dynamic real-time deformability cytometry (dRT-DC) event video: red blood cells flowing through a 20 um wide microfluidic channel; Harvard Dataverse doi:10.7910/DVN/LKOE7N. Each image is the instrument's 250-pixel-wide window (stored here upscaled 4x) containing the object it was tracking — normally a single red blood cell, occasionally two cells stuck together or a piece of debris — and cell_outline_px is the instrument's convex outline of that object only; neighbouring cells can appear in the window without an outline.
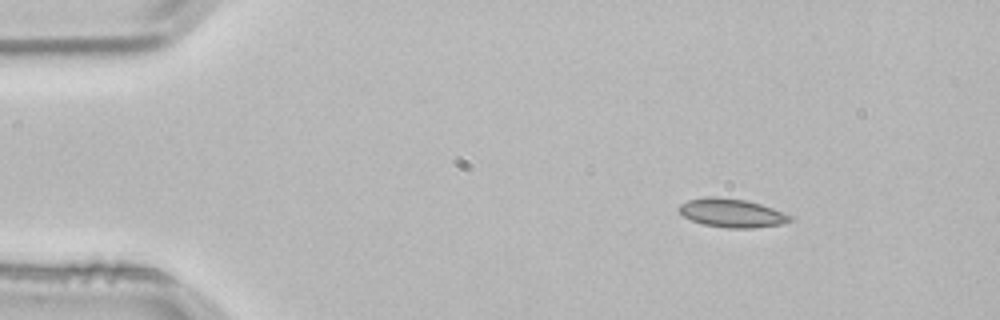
{"species": "common noctule bat (a hibernating species)", "species_latin": "Nyctalus noctula", "temperature_condition": "room temperature", "stored_images_in_passage": 3, "camera_frame_rate_fps": 3000, "um_per_image_px": 0.085, "animal": {"sex": "male", "body_mass_g": 21.5, "forearm_length_mm": 52.0}, "frame": {"image": 1, "passage_image": 1, "time_ms": 0.0, "image_size_px": [1000, 320], "cell_outline_px": [[792, 220], [784, 224], [752, 228], [728, 228], [704, 224], [692, 220], [684, 216], [676, 208], [680, 204], [688, 200], [704, 196], [720, 196], [748, 200], [772, 208], [792, 216]], "centroid_in_image_um": [62.19, 18.09], "position_along_channel_um": 22.8, "area_um2": 18.67}}
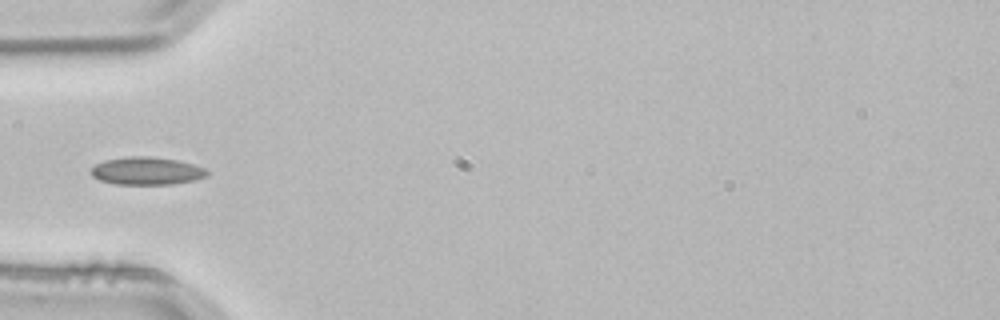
{"frame": {"image": 2, "passage_image": 3, "time_ms": 0.667, "image_size_px": [1000, 320], "cell_outline_px": [[208, 176], [192, 180], [172, 184], [116, 184], [100, 180], [92, 176], [92, 168], [96, 164], [104, 160], [128, 156], [148, 156], [176, 160], [192, 164], [204, 168], [208, 172]], "centroid_in_image_um": [12.45, 14.52], "position_along_channel_um": 72.5, "area_um2": 18.55}}